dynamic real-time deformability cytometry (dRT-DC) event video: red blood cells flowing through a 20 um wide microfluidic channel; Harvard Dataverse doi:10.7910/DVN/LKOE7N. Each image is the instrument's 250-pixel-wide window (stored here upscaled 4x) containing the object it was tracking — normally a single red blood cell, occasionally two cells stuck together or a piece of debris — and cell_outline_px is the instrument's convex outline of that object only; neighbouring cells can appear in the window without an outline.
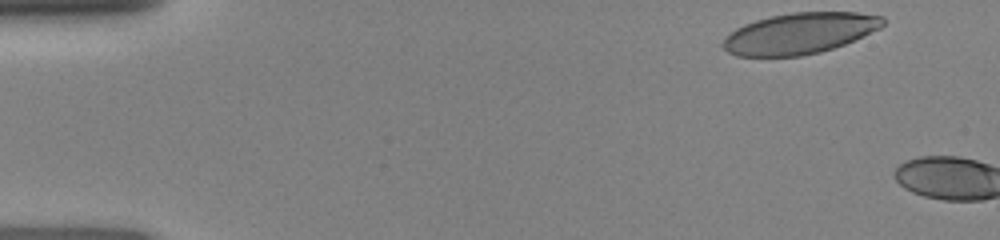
{"species": "human", "species_latin": "Homo sapiens", "temperature_condition": "room temperature", "stored_images_in_passage": 3, "camera_frame_rate_fps": 3000, "um_per_image_px": 0.085, "donor": {"sex": "female"}, "frame": {"image": 1, "passage_image": 1, "time_ms": 0.0, "image_size_px": [1000, 240], "cell_outline_px": [[884, 24], [880, 28], [844, 44], [820, 52], [800, 56], [736, 56], [728, 52], [720, 44], [736, 28], [744, 24], [756, 20], [772, 16], [792, 12], [856, 12], [884, 16]], "centroid_in_image_um": [67.97, 2.83], "position_along_channel_um": 17.0, "area_um2": 37.97}}